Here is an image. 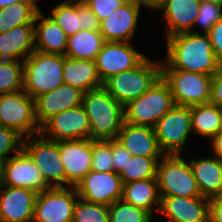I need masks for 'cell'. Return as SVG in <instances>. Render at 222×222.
<instances>
[{
  "label": "cell",
  "instance_id": "cell-5",
  "mask_svg": "<svg viewBox=\"0 0 222 222\" xmlns=\"http://www.w3.org/2000/svg\"><path fill=\"white\" fill-rule=\"evenodd\" d=\"M174 105L170 86L161 76L143 95L124 106L125 122L153 127Z\"/></svg>",
  "mask_w": 222,
  "mask_h": 222
},
{
  "label": "cell",
  "instance_id": "cell-46",
  "mask_svg": "<svg viewBox=\"0 0 222 222\" xmlns=\"http://www.w3.org/2000/svg\"><path fill=\"white\" fill-rule=\"evenodd\" d=\"M142 7L150 8L151 10H158L166 0H136Z\"/></svg>",
  "mask_w": 222,
  "mask_h": 222
},
{
  "label": "cell",
  "instance_id": "cell-29",
  "mask_svg": "<svg viewBox=\"0 0 222 222\" xmlns=\"http://www.w3.org/2000/svg\"><path fill=\"white\" fill-rule=\"evenodd\" d=\"M105 40L99 30H80L68 37L66 57L95 61Z\"/></svg>",
  "mask_w": 222,
  "mask_h": 222
},
{
  "label": "cell",
  "instance_id": "cell-23",
  "mask_svg": "<svg viewBox=\"0 0 222 222\" xmlns=\"http://www.w3.org/2000/svg\"><path fill=\"white\" fill-rule=\"evenodd\" d=\"M35 51L65 56L68 37L49 15L40 9L34 22Z\"/></svg>",
  "mask_w": 222,
  "mask_h": 222
},
{
  "label": "cell",
  "instance_id": "cell-49",
  "mask_svg": "<svg viewBox=\"0 0 222 222\" xmlns=\"http://www.w3.org/2000/svg\"><path fill=\"white\" fill-rule=\"evenodd\" d=\"M72 1L77 2V3H81V4H86L90 0H72Z\"/></svg>",
  "mask_w": 222,
  "mask_h": 222
},
{
  "label": "cell",
  "instance_id": "cell-21",
  "mask_svg": "<svg viewBox=\"0 0 222 222\" xmlns=\"http://www.w3.org/2000/svg\"><path fill=\"white\" fill-rule=\"evenodd\" d=\"M201 0H166L157 10L162 11L165 21L164 36L192 32Z\"/></svg>",
  "mask_w": 222,
  "mask_h": 222
},
{
  "label": "cell",
  "instance_id": "cell-34",
  "mask_svg": "<svg viewBox=\"0 0 222 222\" xmlns=\"http://www.w3.org/2000/svg\"><path fill=\"white\" fill-rule=\"evenodd\" d=\"M109 222H152V215L143 208L124 202L122 199L108 206Z\"/></svg>",
  "mask_w": 222,
  "mask_h": 222
},
{
  "label": "cell",
  "instance_id": "cell-47",
  "mask_svg": "<svg viewBox=\"0 0 222 222\" xmlns=\"http://www.w3.org/2000/svg\"><path fill=\"white\" fill-rule=\"evenodd\" d=\"M38 0H0V9L20 2H37Z\"/></svg>",
  "mask_w": 222,
  "mask_h": 222
},
{
  "label": "cell",
  "instance_id": "cell-1",
  "mask_svg": "<svg viewBox=\"0 0 222 222\" xmlns=\"http://www.w3.org/2000/svg\"><path fill=\"white\" fill-rule=\"evenodd\" d=\"M161 69H174L213 76L222 64L207 34L184 32L169 36Z\"/></svg>",
  "mask_w": 222,
  "mask_h": 222
},
{
  "label": "cell",
  "instance_id": "cell-35",
  "mask_svg": "<svg viewBox=\"0 0 222 222\" xmlns=\"http://www.w3.org/2000/svg\"><path fill=\"white\" fill-rule=\"evenodd\" d=\"M221 19V4L201 0L198 15L193 25L192 32L207 34L211 30V28ZM195 27H199L200 29L195 30Z\"/></svg>",
  "mask_w": 222,
  "mask_h": 222
},
{
  "label": "cell",
  "instance_id": "cell-9",
  "mask_svg": "<svg viewBox=\"0 0 222 222\" xmlns=\"http://www.w3.org/2000/svg\"><path fill=\"white\" fill-rule=\"evenodd\" d=\"M161 76L170 86L175 105L193 106L210 102L212 76L174 69H161Z\"/></svg>",
  "mask_w": 222,
  "mask_h": 222
},
{
  "label": "cell",
  "instance_id": "cell-25",
  "mask_svg": "<svg viewBox=\"0 0 222 222\" xmlns=\"http://www.w3.org/2000/svg\"><path fill=\"white\" fill-rule=\"evenodd\" d=\"M189 163L201 196L210 199L222 193V160L211 155Z\"/></svg>",
  "mask_w": 222,
  "mask_h": 222
},
{
  "label": "cell",
  "instance_id": "cell-40",
  "mask_svg": "<svg viewBox=\"0 0 222 222\" xmlns=\"http://www.w3.org/2000/svg\"><path fill=\"white\" fill-rule=\"evenodd\" d=\"M78 17L80 18V30H99L100 21L86 4L78 3Z\"/></svg>",
  "mask_w": 222,
  "mask_h": 222
},
{
  "label": "cell",
  "instance_id": "cell-45",
  "mask_svg": "<svg viewBox=\"0 0 222 222\" xmlns=\"http://www.w3.org/2000/svg\"><path fill=\"white\" fill-rule=\"evenodd\" d=\"M210 142V148L212 150L213 155L222 160V130L217 135H215L210 140Z\"/></svg>",
  "mask_w": 222,
  "mask_h": 222
},
{
  "label": "cell",
  "instance_id": "cell-15",
  "mask_svg": "<svg viewBox=\"0 0 222 222\" xmlns=\"http://www.w3.org/2000/svg\"><path fill=\"white\" fill-rule=\"evenodd\" d=\"M3 185L32 189L37 193L50 188L39 168L23 149L3 162Z\"/></svg>",
  "mask_w": 222,
  "mask_h": 222
},
{
  "label": "cell",
  "instance_id": "cell-3",
  "mask_svg": "<svg viewBox=\"0 0 222 222\" xmlns=\"http://www.w3.org/2000/svg\"><path fill=\"white\" fill-rule=\"evenodd\" d=\"M161 77V59L146 57L137 67L112 75L103 88L123 106L149 90Z\"/></svg>",
  "mask_w": 222,
  "mask_h": 222
},
{
  "label": "cell",
  "instance_id": "cell-27",
  "mask_svg": "<svg viewBox=\"0 0 222 222\" xmlns=\"http://www.w3.org/2000/svg\"><path fill=\"white\" fill-rule=\"evenodd\" d=\"M121 199L126 203L145 209L154 216V212H159L161 201L157 179L149 178L123 184Z\"/></svg>",
  "mask_w": 222,
  "mask_h": 222
},
{
  "label": "cell",
  "instance_id": "cell-12",
  "mask_svg": "<svg viewBox=\"0 0 222 222\" xmlns=\"http://www.w3.org/2000/svg\"><path fill=\"white\" fill-rule=\"evenodd\" d=\"M78 197L89 203L110 206L123 195V182L119 173L89 171L76 184Z\"/></svg>",
  "mask_w": 222,
  "mask_h": 222
},
{
  "label": "cell",
  "instance_id": "cell-14",
  "mask_svg": "<svg viewBox=\"0 0 222 222\" xmlns=\"http://www.w3.org/2000/svg\"><path fill=\"white\" fill-rule=\"evenodd\" d=\"M40 133L55 141L90 139V123L80 105L53 115L41 126Z\"/></svg>",
  "mask_w": 222,
  "mask_h": 222
},
{
  "label": "cell",
  "instance_id": "cell-48",
  "mask_svg": "<svg viewBox=\"0 0 222 222\" xmlns=\"http://www.w3.org/2000/svg\"><path fill=\"white\" fill-rule=\"evenodd\" d=\"M3 186V163L0 162V189Z\"/></svg>",
  "mask_w": 222,
  "mask_h": 222
},
{
  "label": "cell",
  "instance_id": "cell-30",
  "mask_svg": "<svg viewBox=\"0 0 222 222\" xmlns=\"http://www.w3.org/2000/svg\"><path fill=\"white\" fill-rule=\"evenodd\" d=\"M40 8L37 2H20L0 9V33L24 24H34Z\"/></svg>",
  "mask_w": 222,
  "mask_h": 222
},
{
  "label": "cell",
  "instance_id": "cell-10",
  "mask_svg": "<svg viewBox=\"0 0 222 222\" xmlns=\"http://www.w3.org/2000/svg\"><path fill=\"white\" fill-rule=\"evenodd\" d=\"M0 125L14 129L23 138L39 134L35 100L24 90L0 95Z\"/></svg>",
  "mask_w": 222,
  "mask_h": 222
},
{
  "label": "cell",
  "instance_id": "cell-4",
  "mask_svg": "<svg viewBox=\"0 0 222 222\" xmlns=\"http://www.w3.org/2000/svg\"><path fill=\"white\" fill-rule=\"evenodd\" d=\"M66 56L34 51L23 61V90L33 99L63 84Z\"/></svg>",
  "mask_w": 222,
  "mask_h": 222
},
{
  "label": "cell",
  "instance_id": "cell-22",
  "mask_svg": "<svg viewBox=\"0 0 222 222\" xmlns=\"http://www.w3.org/2000/svg\"><path fill=\"white\" fill-rule=\"evenodd\" d=\"M132 156L163 157L153 127L124 121L116 139Z\"/></svg>",
  "mask_w": 222,
  "mask_h": 222
},
{
  "label": "cell",
  "instance_id": "cell-39",
  "mask_svg": "<svg viewBox=\"0 0 222 222\" xmlns=\"http://www.w3.org/2000/svg\"><path fill=\"white\" fill-rule=\"evenodd\" d=\"M128 0H90L86 5L97 16L99 21L104 20Z\"/></svg>",
  "mask_w": 222,
  "mask_h": 222
},
{
  "label": "cell",
  "instance_id": "cell-37",
  "mask_svg": "<svg viewBox=\"0 0 222 222\" xmlns=\"http://www.w3.org/2000/svg\"><path fill=\"white\" fill-rule=\"evenodd\" d=\"M92 170L114 171L112 162V140H92Z\"/></svg>",
  "mask_w": 222,
  "mask_h": 222
},
{
  "label": "cell",
  "instance_id": "cell-2",
  "mask_svg": "<svg viewBox=\"0 0 222 222\" xmlns=\"http://www.w3.org/2000/svg\"><path fill=\"white\" fill-rule=\"evenodd\" d=\"M82 107L90 123V139L114 140L125 121L124 106L103 87L83 94Z\"/></svg>",
  "mask_w": 222,
  "mask_h": 222
},
{
  "label": "cell",
  "instance_id": "cell-11",
  "mask_svg": "<svg viewBox=\"0 0 222 222\" xmlns=\"http://www.w3.org/2000/svg\"><path fill=\"white\" fill-rule=\"evenodd\" d=\"M78 199L75 187L48 188L38 193L33 222H72Z\"/></svg>",
  "mask_w": 222,
  "mask_h": 222
},
{
  "label": "cell",
  "instance_id": "cell-6",
  "mask_svg": "<svg viewBox=\"0 0 222 222\" xmlns=\"http://www.w3.org/2000/svg\"><path fill=\"white\" fill-rule=\"evenodd\" d=\"M183 154L164 155L158 162L156 179L160 197H199L189 160Z\"/></svg>",
  "mask_w": 222,
  "mask_h": 222
},
{
  "label": "cell",
  "instance_id": "cell-32",
  "mask_svg": "<svg viewBox=\"0 0 222 222\" xmlns=\"http://www.w3.org/2000/svg\"><path fill=\"white\" fill-rule=\"evenodd\" d=\"M49 16L64 30L67 37L80 31L78 17V3L72 0H63L49 10Z\"/></svg>",
  "mask_w": 222,
  "mask_h": 222
},
{
  "label": "cell",
  "instance_id": "cell-44",
  "mask_svg": "<svg viewBox=\"0 0 222 222\" xmlns=\"http://www.w3.org/2000/svg\"><path fill=\"white\" fill-rule=\"evenodd\" d=\"M209 222H222V193L209 199Z\"/></svg>",
  "mask_w": 222,
  "mask_h": 222
},
{
  "label": "cell",
  "instance_id": "cell-36",
  "mask_svg": "<svg viewBox=\"0 0 222 222\" xmlns=\"http://www.w3.org/2000/svg\"><path fill=\"white\" fill-rule=\"evenodd\" d=\"M72 222H109L108 206L78 199Z\"/></svg>",
  "mask_w": 222,
  "mask_h": 222
},
{
  "label": "cell",
  "instance_id": "cell-42",
  "mask_svg": "<svg viewBox=\"0 0 222 222\" xmlns=\"http://www.w3.org/2000/svg\"><path fill=\"white\" fill-rule=\"evenodd\" d=\"M217 60L222 64V19L207 33Z\"/></svg>",
  "mask_w": 222,
  "mask_h": 222
},
{
  "label": "cell",
  "instance_id": "cell-17",
  "mask_svg": "<svg viewBox=\"0 0 222 222\" xmlns=\"http://www.w3.org/2000/svg\"><path fill=\"white\" fill-rule=\"evenodd\" d=\"M142 6L136 0H128L107 18L100 21L99 32L105 41L132 42L141 17Z\"/></svg>",
  "mask_w": 222,
  "mask_h": 222
},
{
  "label": "cell",
  "instance_id": "cell-24",
  "mask_svg": "<svg viewBox=\"0 0 222 222\" xmlns=\"http://www.w3.org/2000/svg\"><path fill=\"white\" fill-rule=\"evenodd\" d=\"M34 51V24H24L0 33V59L23 62Z\"/></svg>",
  "mask_w": 222,
  "mask_h": 222
},
{
  "label": "cell",
  "instance_id": "cell-26",
  "mask_svg": "<svg viewBox=\"0 0 222 222\" xmlns=\"http://www.w3.org/2000/svg\"><path fill=\"white\" fill-rule=\"evenodd\" d=\"M63 82L80 89L84 93L103 87V82L98 74L96 61L86 59H71L65 57Z\"/></svg>",
  "mask_w": 222,
  "mask_h": 222
},
{
  "label": "cell",
  "instance_id": "cell-38",
  "mask_svg": "<svg viewBox=\"0 0 222 222\" xmlns=\"http://www.w3.org/2000/svg\"><path fill=\"white\" fill-rule=\"evenodd\" d=\"M23 137L14 129L0 125V162L6 161L10 156L22 149Z\"/></svg>",
  "mask_w": 222,
  "mask_h": 222
},
{
  "label": "cell",
  "instance_id": "cell-18",
  "mask_svg": "<svg viewBox=\"0 0 222 222\" xmlns=\"http://www.w3.org/2000/svg\"><path fill=\"white\" fill-rule=\"evenodd\" d=\"M159 215L165 222H209V199L199 197H160Z\"/></svg>",
  "mask_w": 222,
  "mask_h": 222
},
{
  "label": "cell",
  "instance_id": "cell-13",
  "mask_svg": "<svg viewBox=\"0 0 222 222\" xmlns=\"http://www.w3.org/2000/svg\"><path fill=\"white\" fill-rule=\"evenodd\" d=\"M140 52L132 42L105 41L95 60L101 81L137 67L147 57Z\"/></svg>",
  "mask_w": 222,
  "mask_h": 222
},
{
  "label": "cell",
  "instance_id": "cell-41",
  "mask_svg": "<svg viewBox=\"0 0 222 222\" xmlns=\"http://www.w3.org/2000/svg\"><path fill=\"white\" fill-rule=\"evenodd\" d=\"M131 157V153L127 151L121 143L116 139L112 140V162L114 165V172L120 173Z\"/></svg>",
  "mask_w": 222,
  "mask_h": 222
},
{
  "label": "cell",
  "instance_id": "cell-50",
  "mask_svg": "<svg viewBox=\"0 0 222 222\" xmlns=\"http://www.w3.org/2000/svg\"><path fill=\"white\" fill-rule=\"evenodd\" d=\"M204 1L214 2L222 5V0H204Z\"/></svg>",
  "mask_w": 222,
  "mask_h": 222
},
{
  "label": "cell",
  "instance_id": "cell-16",
  "mask_svg": "<svg viewBox=\"0 0 222 222\" xmlns=\"http://www.w3.org/2000/svg\"><path fill=\"white\" fill-rule=\"evenodd\" d=\"M58 148L66 172V187H74L92 170V139L61 140Z\"/></svg>",
  "mask_w": 222,
  "mask_h": 222
},
{
  "label": "cell",
  "instance_id": "cell-8",
  "mask_svg": "<svg viewBox=\"0 0 222 222\" xmlns=\"http://www.w3.org/2000/svg\"><path fill=\"white\" fill-rule=\"evenodd\" d=\"M153 128L164 155L184 154L186 142L193 133L191 106L174 105Z\"/></svg>",
  "mask_w": 222,
  "mask_h": 222
},
{
  "label": "cell",
  "instance_id": "cell-28",
  "mask_svg": "<svg viewBox=\"0 0 222 222\" xmlns=\"http://www.w3.org/2000/svg\"><path fill=\"white\" fill-rule=\"evenodd\" d=\"M191 125L194 135L211 140L222 130V109L211 103L191 106Z\"/></svg>",
  "mask_w": 222,
  "mask_h": 222
},
{
  "label": "cell",
  "instance_id": "cell-20",
  "mask_svg": "<svg viewBox=\"0 0 222 222\" xmlns=\"http://www.w3.org/2000/svg\"><path fill=\"white\" fill-rule=\"evenodd\" d=\"M84 92L69 84H61L56 89L37 96L35 117L41 127L49 118L67 109L82 105Z\"/></svg>",
  "mask_w": 222,
  "mask_h": 222
},
{
  "label": "cell",
  "instance_id": "cell-19",
  "mask_svg": "<svg viewBox=\"0 0 222 222\" xmlns=\"http://www.w3.org/2000/svg\"><path fill=\"white\" fill-rule=\"evenodd\" d=\"M37 192L3 185L0 189V222H33Z\"/></svg>",
  "mask_w": 222,
  "mask_h": 222
},
{
  "label": "cell",
  "instance_id": "cell-7",
  "mask_svg": "<svg viewBox=\"0 0 222 222\" xmlns=\"http://www.w3.org/2000/svg\"><path fill=\"white\" fill-rule=\"evenodd\" d=\"M22 149L41 171L50 188L66 187V172L58 148V141L41 133L23 138Z\"/></svg>",
  "mask_w": 222,
  "mask_h": 222
},
{
  "label": "cell",
  "instance_id": "cell-31",
  "mask_svg": "<svg viewBox=\"0 0 222 222\" xmlns=\"http://www.w3.org/2000/svg\"><path fill=\"white\" fill-rule=\"evenodd\" d=\"M162 157L132 156L128 159L119 176L123 184L137 180L156 178L157 165Z\"/></svg>",
  "mask_w": 222,
  "mask_h": 222
},
{
  "label": "cell",
  "instance_id": "cell-43",
  "mask_svg": "<svg viewBox=\"0 0 222 222\" xmlns=\"http://www.w3.org/2000/svg\"><path fill=\"white\" fill-rule=\"evenodd\" d=\"M222 109V67L211 78L210 102Z\"/></svg>",
  "mask_w": 222,
  "mask_h": 222
},
{
  "label": "cell",
  "instance_id": "cell-33",
  "mask_svg": "<svg viewBox=\"0 0 222 222\" xmlns=\"http://www.w3.org/2000/svg\"><path fill=\"white\" fill-rule=\"evenodd\" d=\"M23 90V62L0 59V95Z\"/></svg>",
  "mask_w": 222,
  "mask_h": 222
}]
</instances>
